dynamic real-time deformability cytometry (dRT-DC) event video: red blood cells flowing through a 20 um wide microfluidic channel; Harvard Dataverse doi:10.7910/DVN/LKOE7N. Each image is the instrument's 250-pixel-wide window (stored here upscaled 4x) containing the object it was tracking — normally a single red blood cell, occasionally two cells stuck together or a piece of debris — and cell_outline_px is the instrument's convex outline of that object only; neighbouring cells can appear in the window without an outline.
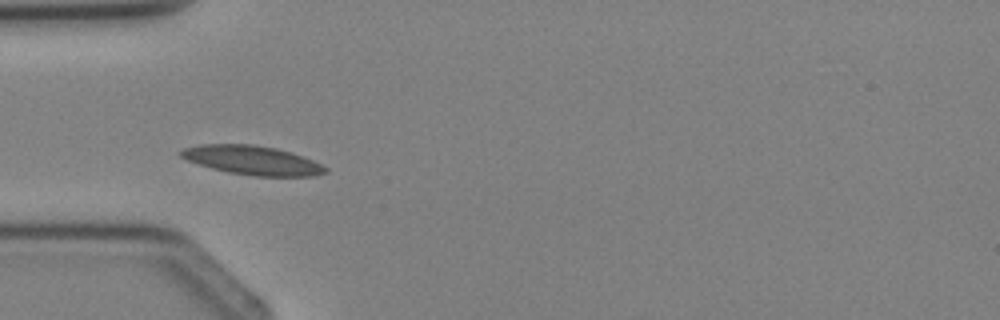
{"species": "Egyptian fruit bat (a non-hibernating species)", "species_latin": "Rousettus aegyptiacus", "temperature_condition": "cold", "stored_images_in_passage": 2, "camera_frame_rate_fps": 3000, "um_per_image_px": 0.085, "animal": {"sex": "female"}, "frame": {"image": 1, "passage_image": 2, "time_ms": 1.0, "image_size_px": [1000, 320], "cell_outline_px": [[328, 172], [312, 176], [256, 176], [228, 172], [212, 168], [188, 160], [180, 156], [180, 152], [184, 148], [200, 144], [252, 144], [276, 148], [312, 160], [328, 168]], "centroid_in_image_um": [21.44, 13.62], "position_along_channel_um": 63.6, "area_um2": 24.1}}